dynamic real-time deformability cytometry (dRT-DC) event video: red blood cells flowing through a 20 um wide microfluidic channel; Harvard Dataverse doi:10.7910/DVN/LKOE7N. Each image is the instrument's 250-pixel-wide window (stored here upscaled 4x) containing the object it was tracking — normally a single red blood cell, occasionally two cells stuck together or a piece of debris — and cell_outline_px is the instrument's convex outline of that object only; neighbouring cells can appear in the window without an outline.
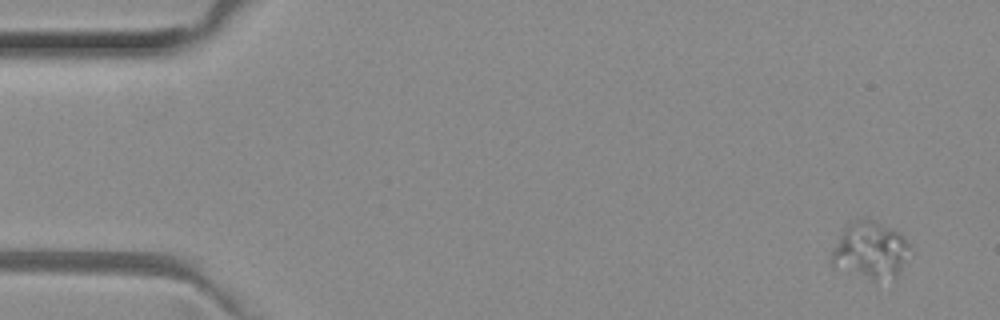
{"species": "common noctule bat (a hibernating species)", "species_latin": "Nyctalus noctula", "temperature_condition": "room temperature", "stored_images_in_passage": 10, "camera_frame_rate_fps": 3000, "um_per_image_px": 0.085, "animal": {"sex": "female", "body_mass_g": 29.2, "forearm_length_mm": 56.3}, "frame": {"image": 1, "passage_image": 2, "time_ms": 0.333, "image_size_px": [1000, 320], "cell_outline_px": [[912, 248], [900, 272], [896, 276], [876, 280], [872, 280], [832, 268], [828, 260], [828, 256], [840, 232], [848, 220], [868, 216], [900, 232], [912, 244]], "centroid_in_image_um": [73.92, 21.22], "position_along_channel_um": 11.1, "area_um2": 27.4}}